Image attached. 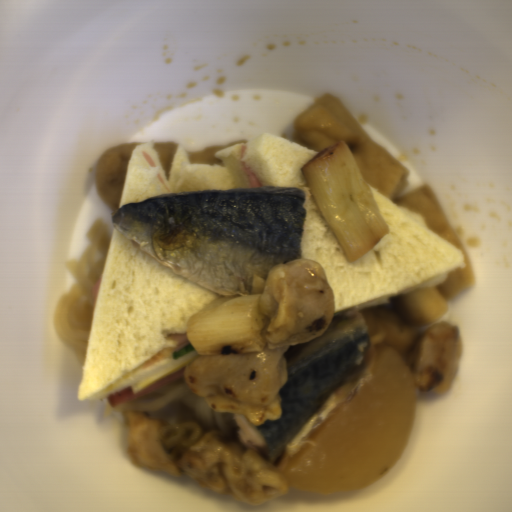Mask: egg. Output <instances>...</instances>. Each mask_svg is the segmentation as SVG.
Masks as SVG:
<instances>
[{"label":"egg","mask_w":512,"mask_h":512,"mask_svg":"<svg viewBox=\"0 0 512 512\" xmlns=\"http://www.w3.org/2000/svg\"><path fill=\"white\" fill-rule=\"evenodd\" d=\"M195 356H199V355L197 354V352L194 349V350L188 352L187 354L174 359L176 364L168 367L167 369H165L155 375H152L148 378H145L141 381H138L134 384L129 385L132 393L136 396L137 394L142 392L144 389H146L148 386L153 384L158 379L165 378V377L171 376L173 374H176L178 372H181L182 370H184L187 367V365L191 362V360Z\"/></svg>","instance_id":"egg-1"}]
</instances>
